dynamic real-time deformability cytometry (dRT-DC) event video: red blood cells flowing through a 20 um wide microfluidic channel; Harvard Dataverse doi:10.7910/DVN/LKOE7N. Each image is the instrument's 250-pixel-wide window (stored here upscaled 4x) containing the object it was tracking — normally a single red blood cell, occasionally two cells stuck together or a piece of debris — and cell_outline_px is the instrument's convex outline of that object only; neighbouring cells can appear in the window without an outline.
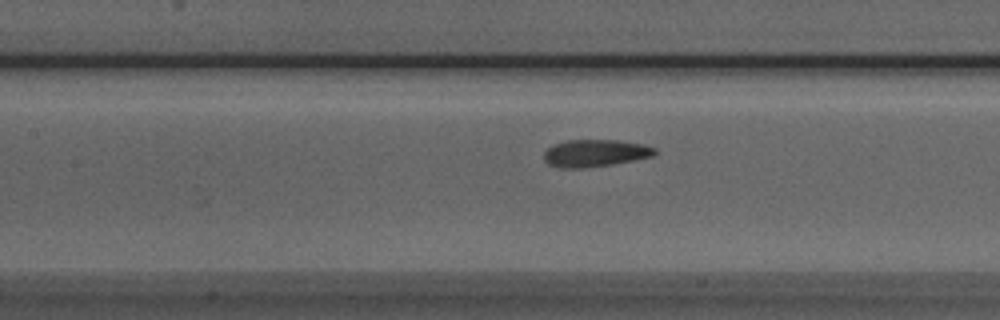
{"species": "Egyptian fruit bat (a non-hibernating species)", "species_latin": "Rousettus aegyptiacus", "temperature_condition": "room temperature", "stored_images_in_passage": 39, "camera_frame_rate_fps": 3000, "um_per_image_px": 0.085, "animal": {"sex": "male"}, "frame": {"image": 1, "passage_image": 11, "time_ms": 3.333, "image_size_px": [1000, 320], "cell_outline_px": [[656, 152], [652, 156], [612, 164], [584, 168], [560, 168], [548, 164], [544, 160], [544, 152], [548, 148], [556, 144], [568, 140], [616, 140], [644, 144], [656, 148]], "centroid_in_image_um": [50.57, 13.02], "position_along_channel_um": 156.8, "area_um2": 17.46}}
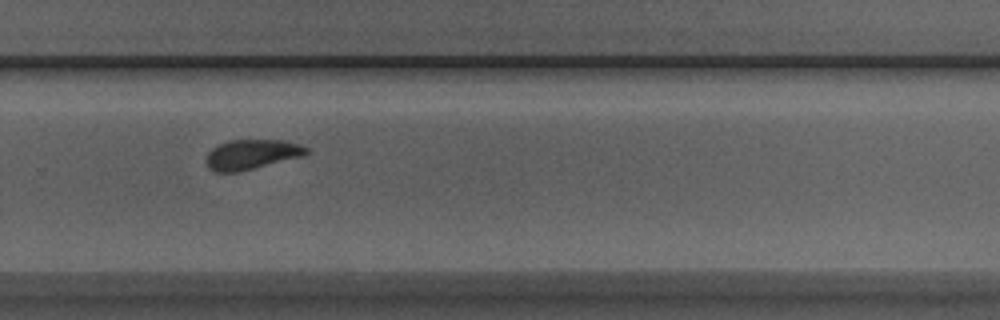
{"frame": {"image": 2, "passage_image": 23, "time_ms": 7.333, "image_size_px": [1000, 320], "cell_outline_px": [[308, 152], [304, 156], [240, 172], [216, 172], [208, 168], [204, 160], [208, 152], [212, 148], [228, 140], [284, 140], [300, 144], [308, 148]], "centroid_in_image_um": [21.38, 13.13], "position_along_channel_um": 308.4, "area_um2": 17.69}}
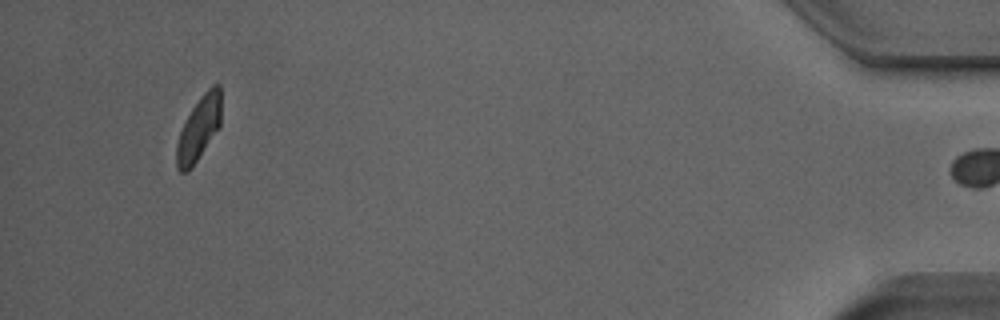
{"frame": {"image": 3, "passage_image": 38, "time_ms": 12.333, "image_size_px": [1000, 320], "cell_outline_px": [[220, 124], [192, 168], [188, 172], [180, 172], [176, 168], [176, 144], [180, 132], [192, 108], [204, 92], [212, 84], [220, 84]], "centroid_in_image_um": [16.88, 10.94], "position_along_channel_um": 418.3, "area_um2": 16.3}, "authors_computed_cell_mechanics": {"area_um2": 17.6868, "velocity_mm_per_s": 3.8061, "shape_relaxation_time_tau1_ms": null, "shape_relaxation_time_tau2_ms": 1.308, "deformation_change_tau1": null, "deformation_change_tau2": 0.0672}}